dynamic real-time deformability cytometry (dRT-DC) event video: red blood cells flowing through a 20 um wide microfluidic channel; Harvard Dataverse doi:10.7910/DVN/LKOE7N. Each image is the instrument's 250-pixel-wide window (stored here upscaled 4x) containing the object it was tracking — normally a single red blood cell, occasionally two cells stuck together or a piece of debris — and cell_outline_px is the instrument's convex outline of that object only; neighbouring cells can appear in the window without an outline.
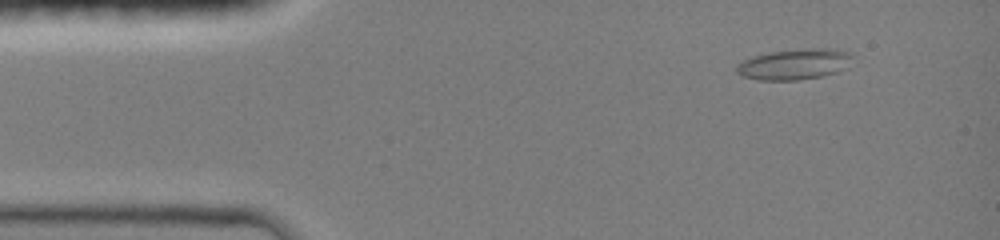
{"species": "common noctule bat (a hibernating species)", "species_latin": "Nyctalus noctula", "temperature_condition": "room temperature", "stored_images_in_passage": 3, "camera_frame_rate_fps": 3000, "um_per_image_px": 0.085, "animal": {"sex": "female", "body_mass_g": 19.0, "forearm_length_mm": 51.5}, "frame": {"image": 1, "passage_image": 1, "time_ms": 0.0, "image_size_px": [1000, 240], "cell_outline_px": [[852, 56], [848, 68], [836, 72], [820, 76], [796, 80], [760, 80], [744, 76], [736, 72], [736, 64], [752, 56], [768, 52], [808, 48], [836, 48], [852, 52]], "centroid_in_image_um": [67.56, 5.44], "position_along_channel_um": 17.4, "area_um2": 20.92}}